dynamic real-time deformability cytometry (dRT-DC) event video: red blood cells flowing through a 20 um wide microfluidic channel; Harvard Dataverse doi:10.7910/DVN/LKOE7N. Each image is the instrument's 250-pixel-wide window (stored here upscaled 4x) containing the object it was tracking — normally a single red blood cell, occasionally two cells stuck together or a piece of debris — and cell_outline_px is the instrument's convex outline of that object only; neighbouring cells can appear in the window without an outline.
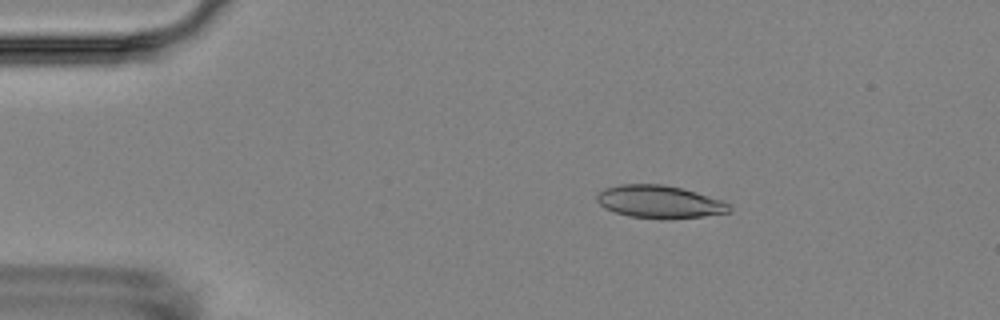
{"species": "Egyptian fruit bat (a non-hibernating species)", "species_latin": "Rousettus aegyptiacus", "temperature_condition": "room temperature", "stored_images_in_passage": 4, "camera_frame_rate_fps": 3000, "um_per_image_px": 0.085, "animal": {"sex": "female"}, "frame": {"image": 1, "passage_image": 2, "time_ms": 1.333, "image_size_px": [1000, 320], "cell_outline_px": [[732, 212], [704, 216], [668, 220], [664, 220], [628, 216], [604, 208], [596, 200], [596, 196], [604, 188], [620, 184], [660, 184], [680, 188], [696, 192], [724, 200], [732, 204]], "centroid_in_image_um": [56.11, 17.17], "position_along_channel_um": 28.9, "area_um2": 25.66}}